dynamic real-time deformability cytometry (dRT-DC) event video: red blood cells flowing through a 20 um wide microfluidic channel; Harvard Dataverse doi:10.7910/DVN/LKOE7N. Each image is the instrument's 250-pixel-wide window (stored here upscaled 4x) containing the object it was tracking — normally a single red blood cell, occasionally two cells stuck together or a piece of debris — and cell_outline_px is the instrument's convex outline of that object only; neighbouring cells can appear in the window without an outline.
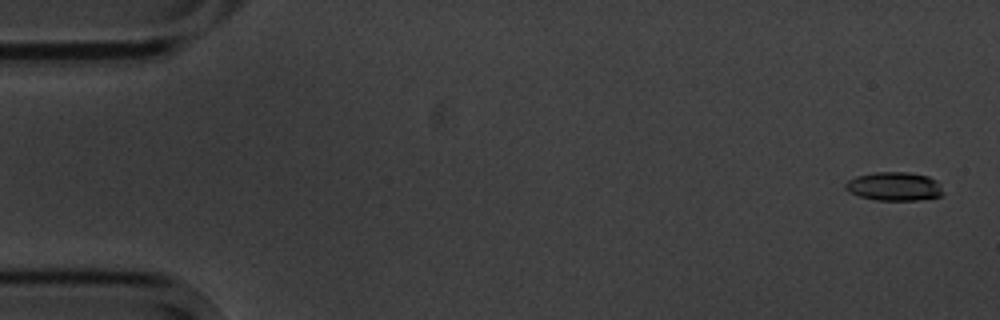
{"species": "common noctule bat (a hibernating species)", "species_latin": "Nyctalus noctula", "temperature_condition": "cold", "stored_images_in_passage": 5, "camera_frame_rate_fps": 3000, "um_per_image_px": 0.085, "animal": {"sex": "male", "body_mass_g": 20.1, "forearm_length_mm": 53.5}, "frame": {"image": 1, "passage_image": 1, "time_ms": 0.0, "image_size_px": [1000, 320], "cell_outline_px": [[944, 192], [940, 196], [920, 200], [876, 200], [860, 196], [848, 192], [844, 188], [844, 184], [848, 180], [856, 176], [872, 172], [908, 172], [928, 176], [936, 180]], "centroid_in_image_um": [75.99, 15.84], "position_along_channel_um": 9.0, "area_um2": 16.42}}
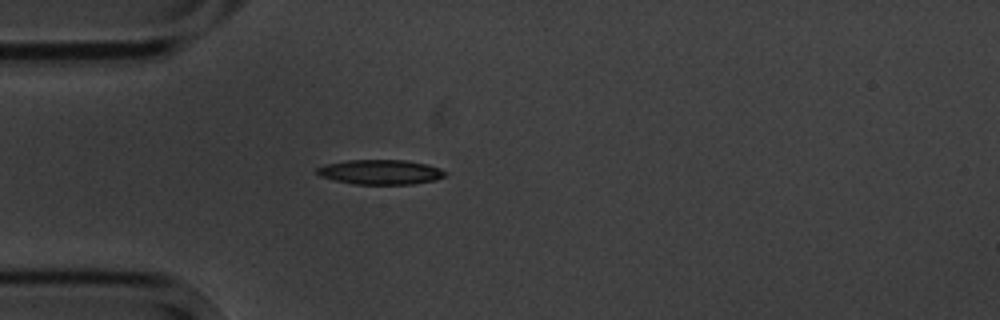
{"frame": {"image": 2, "passage_image": 5, "time_ms": 4.667, "image_size_px": [1000, 320], "cell_outline_px": [[448, 172], [444, 176], [436, 180], [412, 184], [356, 184], [336, 180], [320, 176], [316, 172], [316, 168], [324, 164], [348, 160], [404, 160], [428, 164], [440, 168]], "centroid_in_image_um": [32.36, 14.62], "position_along_channel_um": 52.6, "area_um2": 18.5}}